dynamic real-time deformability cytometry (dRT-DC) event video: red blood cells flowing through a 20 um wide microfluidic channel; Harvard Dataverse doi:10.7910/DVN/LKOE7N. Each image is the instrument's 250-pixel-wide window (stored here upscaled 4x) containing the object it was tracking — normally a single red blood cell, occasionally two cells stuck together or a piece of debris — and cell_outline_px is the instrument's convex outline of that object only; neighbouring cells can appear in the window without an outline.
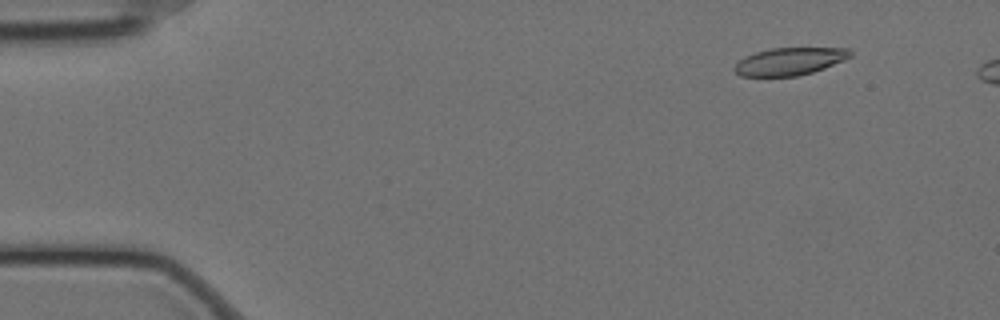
{"species": "Egyptian fruit bat (a non-hibernating species)", "species_latin": "Rousettus aegyptiacus", "temperature_condition": "cold", "stored_images_in_passage": 53, "camera_frame_rate_fps": 3000, "um_per_image_px": 0.085, "animal": {"sex": "female"}, "frame": {"image": 1, "passage_image": 4, "time_ms": 1.0, "image_size_px": [1000, 320], "cell_outline_px": [[852, 56], [844, 60], [824, 68], [812, 72], [796, 76], [740, 76], [732, 68], [744, 56], [756, 52], [772, 48], [848, 48], [852, 52]], "centroid_in_image_um": [67.11, 5.21], "position_along_channel_um": 17.9, "area_um2": 18.5}}
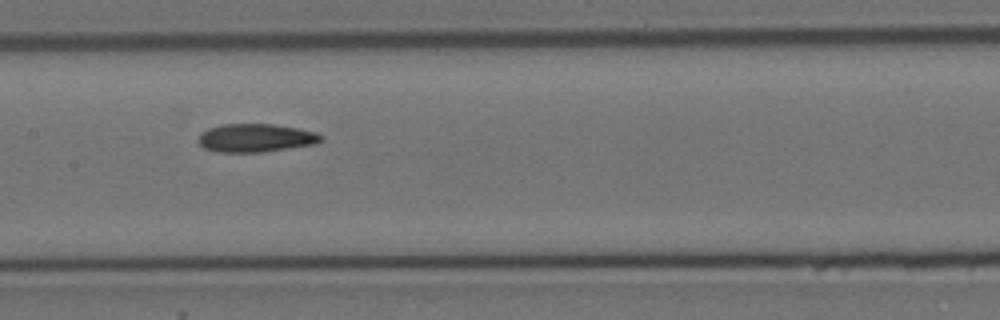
{"frame": {"image": 2, "passage_image": 27, "time_ms": 8.667, "image_size_px": [1000, 320], "cell_outline_px": [[324, 140], [316, 144], [264, 152], [216, 152], [204, 148], [196, 140], [200, 132], [208, 128], [224, 124], [272, 124], [296, 128], [316, 132]], "centroid_in_image_um": [21.7, 11.73], "position_along_channel_um": 185.7, "area_um2": 20.35}}
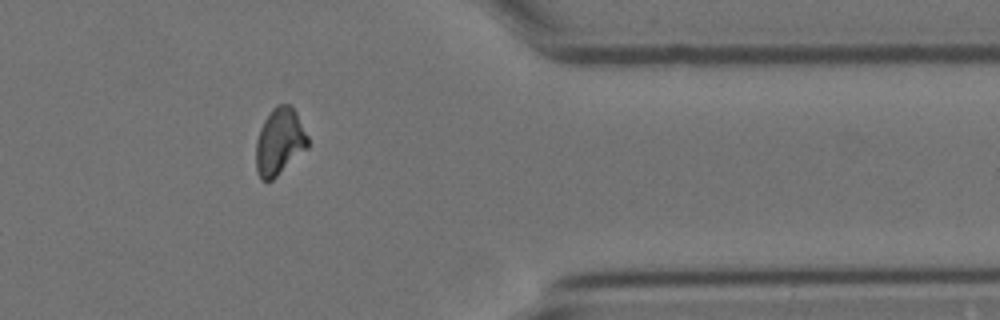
{"frame": {"image": 3, "passage_image": 46, "time_ms": 15.0, "image_size_px": [1000, 320], "cell_outline_px": [[308, 148], [272, 180], [260, 180], [256, 172], [256, 140], [260, 128], [264, 120], [272, 108], [276, 104], [288, 104], [296, 112], [308, 136]], "centroid_in_image_um": [23.75, 12.04], "position_along_channel_um": 387.7, "area_um2": 20.23}}